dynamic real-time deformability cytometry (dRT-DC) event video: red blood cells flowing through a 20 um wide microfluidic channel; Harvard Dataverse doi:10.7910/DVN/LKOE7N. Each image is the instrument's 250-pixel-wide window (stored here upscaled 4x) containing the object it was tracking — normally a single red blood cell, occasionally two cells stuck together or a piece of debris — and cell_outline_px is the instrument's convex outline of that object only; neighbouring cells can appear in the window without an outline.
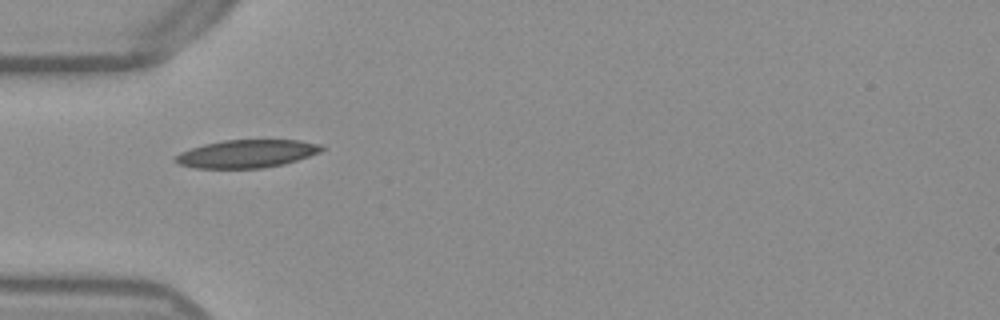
{"species": "Egyptian fruit bat (a non-hibernating species)", "species_latin": "Rousettus aegyptiacus", "temperature_condition": "warm", "stored_images_in_passage": 33, "camera_frame_rate_fps": 3000, "um_per_image_px": 0.085, "frame": {"image": 1, "passage_image": 1, "time_ms": 0.0, "image_size_px": [1000, 320], "cell_outline_px": [[324, 148], [320, 152], [284, 164], [260, 168], [196, 168], [176, 164], [172, 160], [180, 152], [204, 144], [224, 140], [300, 140], [320, 144]], "centroid_in_image_um": [20.94, 13.07], "position_along_channel_um": 64.1, "area_um2": 23.76}}
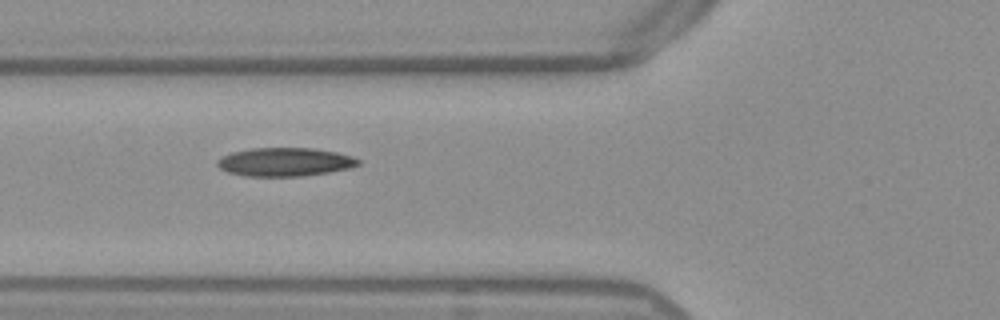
{"frame": {"image": 2, "passage_image": 4, "time_ms": 1.0, "image_size_px": [1000, 320], "cell_outline_px": [[360, 164], [352, 168], [304, 176], [244, 176], [228, 172], [220, 168], [216, 164], [216, 160], [232, 152], [252, 148], [312, 148], [336, 152], [352, 156], [360, 160]], "centroid_in_image_um": [24.23, 13.77], "position_along_channel_um": 101.6, "area_um2": 23.47}}
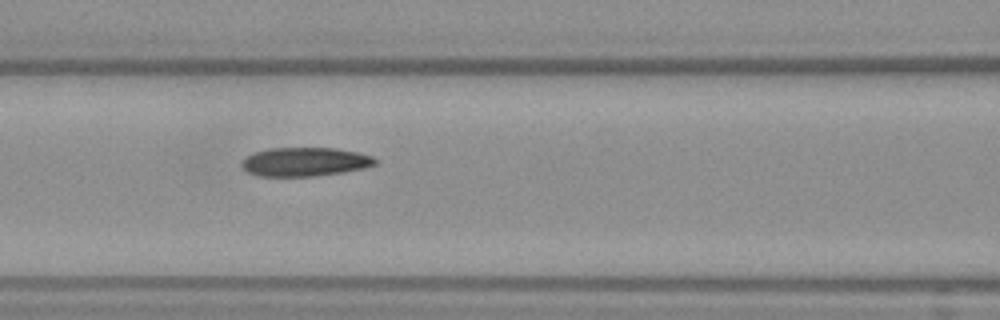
{"frame": {"image": 3, "passage_image": 7, "time_ms": 2.0, "image_size_px": [1000, 320], "cell_outline_px": [[376, 164], [364, 168], [344, 172], [316, 176], [260, 176], [248, 172], [240, 164], [252, 152], [268, 148], [336, 148], [356, 152], [372, 156], [376, 160]], "centroid_in_image_um": [25.91, 13.75], "position_along_channel_um": 140.7, "area_um2": 22.37}, "authors_computed_cell_mechanics": {"area_um2": 23.0622, "velocity_mm_per_s": 3.8517, "shape_relaxation_time_tau1_ms": null, "shape_relaxation_time_tau2_ms": 3.1387, "deformation_change_tau1": null, "deformation_change_tau2": 0.0908}}